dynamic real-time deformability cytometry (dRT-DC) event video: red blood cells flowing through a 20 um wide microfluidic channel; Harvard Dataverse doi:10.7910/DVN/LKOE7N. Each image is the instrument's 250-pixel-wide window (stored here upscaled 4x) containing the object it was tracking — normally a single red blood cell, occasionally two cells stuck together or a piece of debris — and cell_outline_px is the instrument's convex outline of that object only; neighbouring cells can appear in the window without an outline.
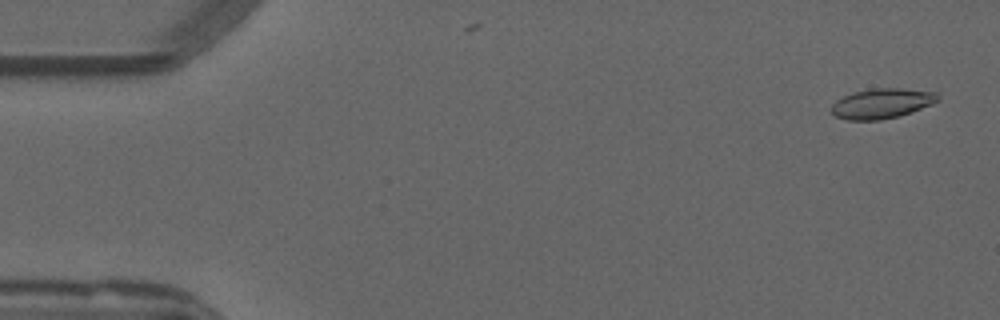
{"species": "common noctule bat (a hibernating species)", "species_latin": "Nyctalus noctula", "temperature_condition": "warm", "stored_images_in_passage": 5, "camera_frame_rate_fps": 3000, "um_per_image_px": 0.085, "animal": {"sex": "male", "forearm_length_mm": 52.5}, "frame": {"image": 1, "passage_image": 1, "time_ms": 0.0, "image_size_px": [1000, 320], "cell_outline_px": [[940, 100], [932, 104], [912, 112], [900, 116], [880, 120], [848, 120], [836, 116], [832, 112], [832, 104], [836, 100], [852, 92], [872, 88], [900, 88], [940, 92]], "centroid_in_image_um": [75.01, 8.78], "position_along_channel_um": 10.0, "area_um2": 18.84}}